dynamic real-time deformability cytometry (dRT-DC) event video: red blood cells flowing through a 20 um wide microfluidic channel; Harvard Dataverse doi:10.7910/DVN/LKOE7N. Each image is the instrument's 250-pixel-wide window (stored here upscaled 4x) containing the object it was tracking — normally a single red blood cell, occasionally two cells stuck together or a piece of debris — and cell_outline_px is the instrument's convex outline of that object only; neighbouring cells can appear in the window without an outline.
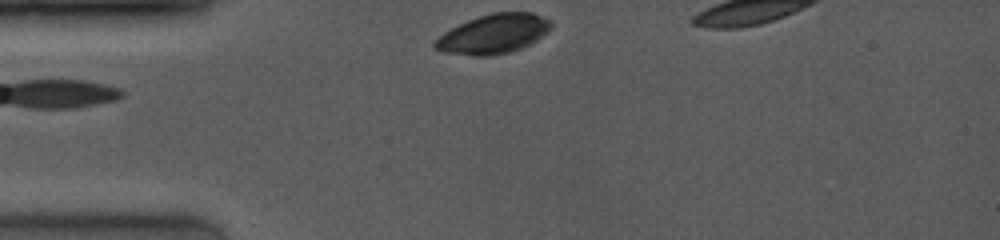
{"species": "common noctule bat (a hibernating species)", "species_latin": "Nyctalus noctula", "temperature_condition": "room temperature", "stored_images_in_passage": 39, "camera_frame_rate_fps": 4000, "um_per_image_px": 0.085, "animal": {"sex": "female", "body_mass_g": 19.0, "forearm_length_mm": 53.3}, "frame": {"image": 1, "passage_image": 1, "time_ms": 0.0, "image_size_px": [1000, 240], "cell_outline_px": [[552, 24], [548, 32], [536, 40], [520, 48], [508, 52], [488, 56], [472, 56], [444, 52], [432, 48], [432, 44], [444, 32], [468, 20], [492, 12], [532, 12], [552, 20]], "centroid_in_image_um": [41.94, 2.88], "position_along_channel_um": 43.1, "area_um2": 26.53}}
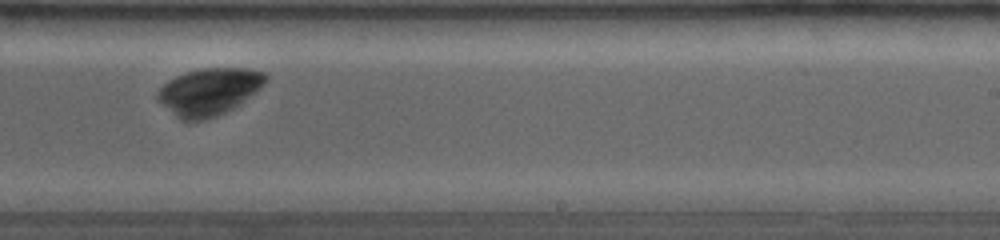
{"frame": {"image": 2, "passage_image": 25, "time_ms": 6.25, "image_size_px": [1000, 240], "cell_outline_px": [[268, 80], [256, 92], [240, 104], [216, 116], [204, 120], [180, 120], [156, 96], [156, 92], [168, 80], [176, 76], [200, 68], [248, 68], [264, 72], [268, 76]], "centroid_in_image_um": [17.81, 7.77], "position_along_channel_um": 271.2, "area_um2": 29.36}}
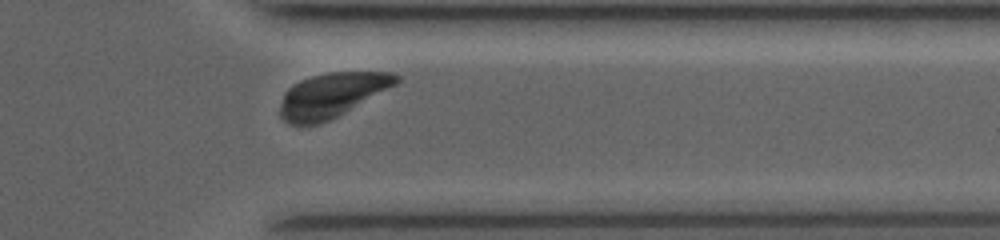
{"frame": {"image": 3, "passage_image": 35, "time_ms": 9.0, "image_size_px": [1000, 240], "cell_outline_px": [[400, 80], [396, 84], [344, 112], [320, 124], [288, 124], [280, 116], [280, 104], [284, 92], [288, 88], [300, 80], [312, 76], [328, 72], [392, 72], [400, 76]], "centroid_in_image_um": [28.17, 8.07], "position_along_channel_um": 383.2, "area_um2": 29.65}}